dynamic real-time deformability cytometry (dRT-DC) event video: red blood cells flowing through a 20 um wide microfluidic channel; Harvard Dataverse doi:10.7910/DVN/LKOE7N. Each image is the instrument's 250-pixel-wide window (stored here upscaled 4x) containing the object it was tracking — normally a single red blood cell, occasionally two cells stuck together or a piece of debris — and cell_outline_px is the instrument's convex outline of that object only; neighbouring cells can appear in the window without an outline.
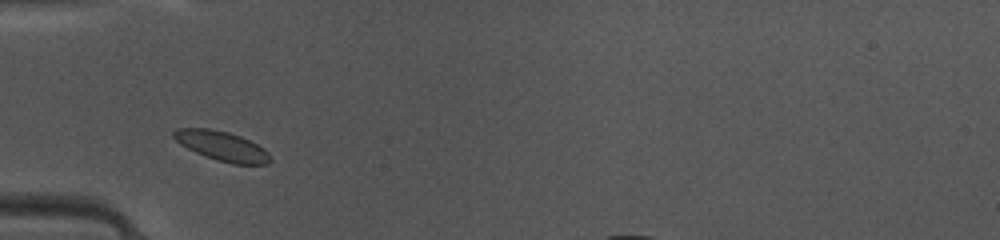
{"species": "common noctule bat (a hibernating species)", "species_latin": "Nyctalus noctula", "temperature_condition": "warm", "stored_images_in_passage": 9, "camera_frame_rate_fps": 3000, "um_per_image_px": 0.085, "animal": {"sex": "female", "body_mass_g": 10.0, "forearm_length_mm": 53.1}, "frame": {"image": 1, "passage_image": 3, "time_ms": 0.667, "image_size_px": [1000, 240], "cell_outline_px": [[272, 160], [268, 164], [232, 164], [196, 152], [180, 144], [172, 136], [172, 132], [176, 128], [208, 128], [228, 132], [240, 136], [264, 148], [268, 152]], "centroid_in_image_um": [18.87, 12.4], "position_along_channel_um": 66.1, "area_um2": 16.42}}
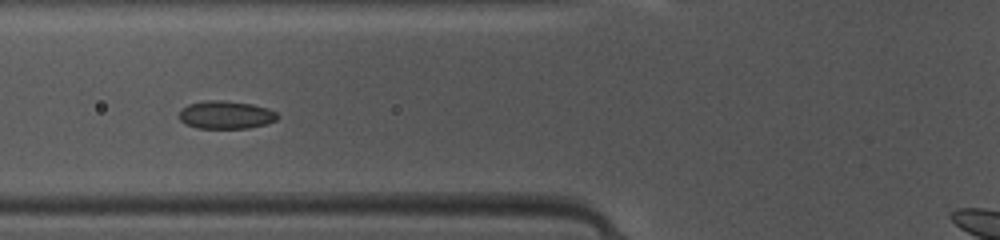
{"frame": {"image": 2, "passage_image": 6, "time_ms": 1.667, "image_size_px": [1000, 240], "cell_outline_px": [[280, 116], [276, 120], [264, 124], [248, 128], [196, 128], [184, 124], [180, 120], [180, 112], [188, 104], [208, 100], [224, 100], [252, 104], [268, 108], [276, 112]], "centroid_in_image_um": [19.21, 9.76], "position_along_channel_um": 106.6, "area_um2": 16.01}}